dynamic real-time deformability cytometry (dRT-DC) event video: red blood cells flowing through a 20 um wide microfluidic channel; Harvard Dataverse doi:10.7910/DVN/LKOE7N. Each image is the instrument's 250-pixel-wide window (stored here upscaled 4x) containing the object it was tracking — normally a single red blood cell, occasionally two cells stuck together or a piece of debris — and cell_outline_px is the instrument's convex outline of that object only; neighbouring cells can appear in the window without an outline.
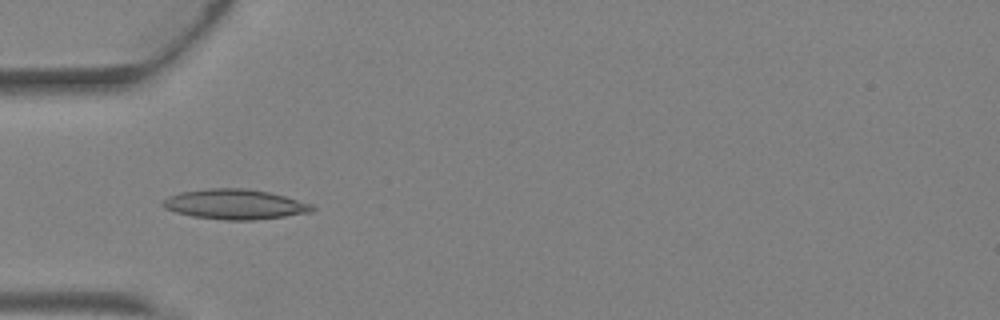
{"species": "Egyptian fruit bat (a non-hibernating species)", "species_latin": "Rousettus aegyptiacus", "temperature_condition": "warm", "stored_images_in_passage": 4, "camera_frame_rate_fps": 3000, "um_per_image_px": 0.085, "animal": {"sex": "female"}, "frame": {"image": 1, "passage_image": 4, "time_ms": 1.0, "image_size_px": [1000, 320], "cell_outline_px": [[316, 208], [312, 212], [284, 216], [252, 220], [224, 220], [192, 216], [176, 212], [164, 208], [160, 204], [168, 196], [180, 192], [204, 188], [248, 188], [268, 192], [284, 196], [312, 204]], "centroid_in_image_um": [19.94, 17.36], "position_along_channel_um": 65.1, "area_um2": 26.18}}